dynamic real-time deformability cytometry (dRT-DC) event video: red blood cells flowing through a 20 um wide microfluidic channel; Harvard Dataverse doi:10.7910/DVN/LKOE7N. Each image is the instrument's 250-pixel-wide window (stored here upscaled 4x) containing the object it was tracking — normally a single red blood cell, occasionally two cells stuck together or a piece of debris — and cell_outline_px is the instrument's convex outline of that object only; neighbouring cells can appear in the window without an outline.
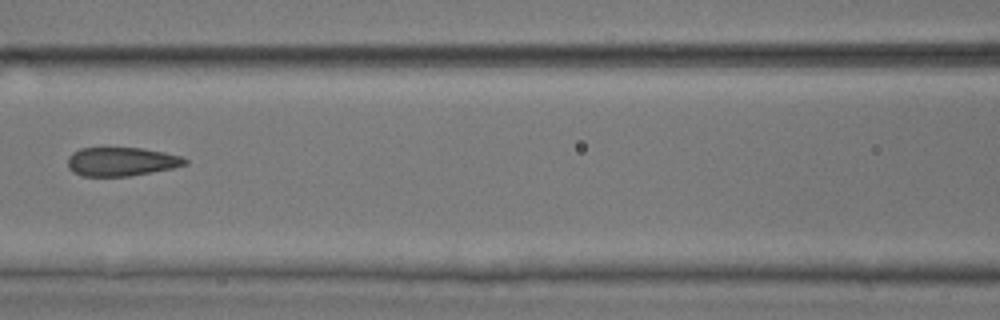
{"species": "common noctule bat (a hibernating species)", "species_latin": "Nyctalus noctula", "temperature_condition": "room temperature", "stored_images_in_passage": 8, "camera_frame_rate_fps": 3000, "um_per_image_px": 0.085, "animal": {"sex": "male", "body_mass_g": 17.9, "forearm_length_mm": 54.2}, "frame": {"image": 1, "passage_image": 6, "time_ms": 1.667, "image_size_px": [1000, 320], "cell_outline_px": [[188, 164], [172, 168], [128, 176], [84, 176], [72, 172], [68, 168], [68, 156], [72, 152], [80, 148], [144, 148], [164, 152], [180, 156], [188, 160]], "centroid_in_image_um": [10.3, 13.73], "position_along_channel_um": 156.3, "area_um2": 19.65}}
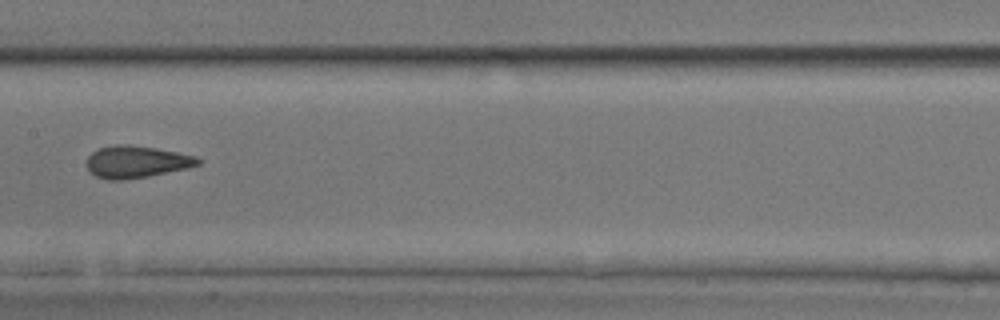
{"frame": {"image": 2, "passage_image": 7, "time_ms": 2.0, "image_size_px": [1000, 320], "cell_outline_px": [[204, 160], [200, 164], [188, 168], [148, 176], [124, 180], [108, 180], [96, 176], [88, 172], [88, 156], [92, 152], [100, 148], [116, 144], [128, 144], [156, 148], [196, 156]], "centroid_in_image_um": [11.61, 13.76], "position_along_channel_um": 195.8, "area_um2": 20.87}}